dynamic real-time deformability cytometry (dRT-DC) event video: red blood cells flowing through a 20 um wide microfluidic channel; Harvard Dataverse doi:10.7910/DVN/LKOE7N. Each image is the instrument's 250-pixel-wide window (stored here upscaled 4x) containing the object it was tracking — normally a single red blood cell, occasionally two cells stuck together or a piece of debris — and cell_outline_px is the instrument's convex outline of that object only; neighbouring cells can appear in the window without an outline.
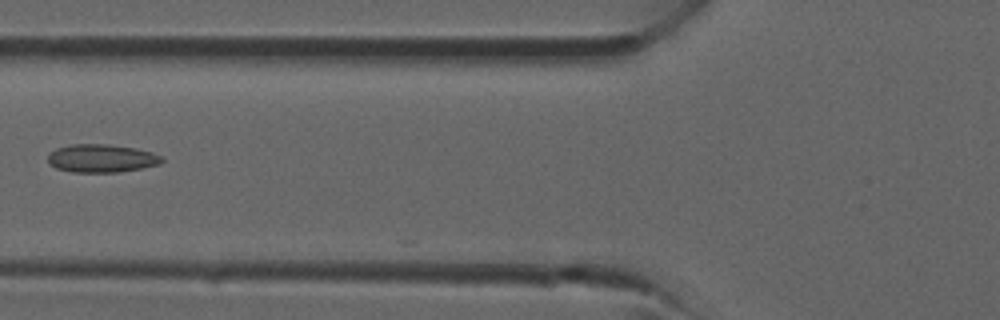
{"species": "common noctule bat (a hibernating species)", "species_latin": "Nyctalus noctula", "temperature_condition": "room temperature", "stored_images_in_passage": 16, "camera_frame_rate_fps": 3000, "um_per_image_px": 0.085, "animal": {"sex": "male", "forearm_length_mm": 52.5}, "frame": {"image": 1, "passage_image": 15, "time_ms": 4.667, "image_size_px": [1000, 320], "cell_outline_px": [[164, 160], [160, 164], [140, 168], [116, 172], [72, 172], [56, 168], [48, 164], [48, 156], [56, 148], [72, 144], [108, 144], [136, 148], [152, 152], [164, 156]], "centroid_in_image_um": [8.65, 13.45], "position_along_channel_um": 117.2, "area_um2": 18.73}}